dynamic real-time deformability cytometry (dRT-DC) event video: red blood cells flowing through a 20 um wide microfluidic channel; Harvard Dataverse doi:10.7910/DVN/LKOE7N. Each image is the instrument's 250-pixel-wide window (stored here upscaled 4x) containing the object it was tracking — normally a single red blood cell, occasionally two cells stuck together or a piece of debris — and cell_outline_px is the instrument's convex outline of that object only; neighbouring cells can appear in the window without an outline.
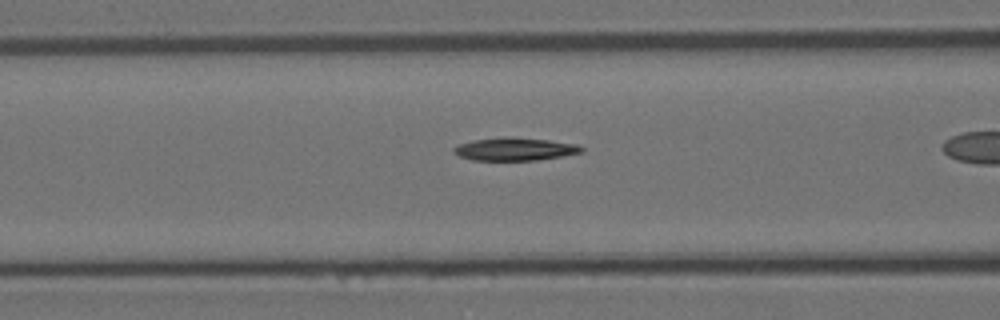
{"species": "Egyptian fruit bat (a non-hibernating species)", "species_latin": "Rousettus aegyptiacus", "temperature_condition": "room temperature", "stored_images_in_passage": 33, "camera_frame_rate_fps": 3000, "um_per_image_px": 0.085, "animal": {"sex": "female"}, "frame": {"image": 1, "passage_image": 12, "time_ms": 3.667, "image_size_px": [1000, 320], "cell_outline_px": [[584, 152], [536, 160], [472, 160], [460, 156], [452, 152], [452, 148], [460, 144], [472, 140], [512, 136], [548, 140], [576, 144], [584, 148]], "centroid_in_image_um": [43.75, 12.67], "position_along_channel_um": 122.9, "area_um2": 16.99}}
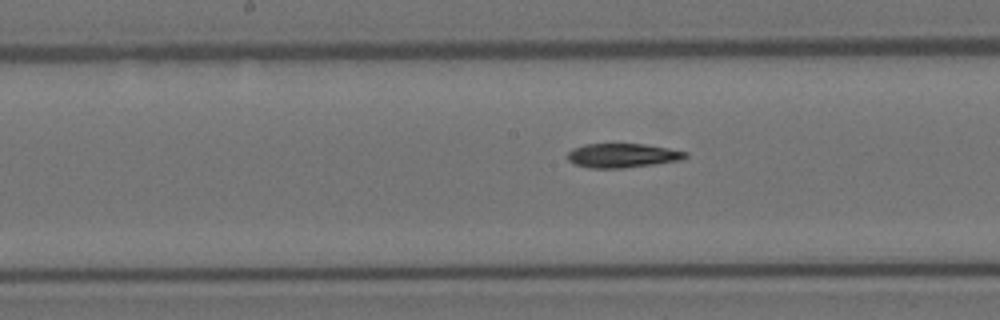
{"frame": {"image": 2, "passage_image": 18, "time_ms": 5.667, "image_size_px": [1000, 320], "cell_outline_px": [[688, 156], [680, 160], [624, 168], [588, 168], [576, 164], [568, 160], [568, 152], [572, 148], [584, 144], [644, 144], [668, 148], [688, 152]], "centroid_in_image_um": [52.89, 13.21], "position_along_channel_um": 195.3, "area_um2": 16.53}}
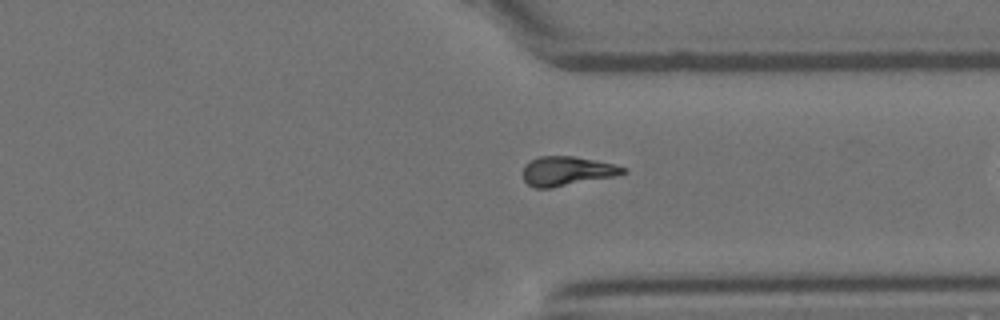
{"frame": {"image": 3, "passage_image": 32, "time_ms": 10.333, "image_size_px": [1000, 320], "cell_outline_px": [[628, 172], [616, 176], [552, 188], [536, 188], [528, 184], [524, 180], [524, 164], [540, 156], [572, 156], [612, 164], [628, 168]], "centroid_in_image_um": [48.21, 14.55], "position_along_channel_um": 363.2, "area_um2": 16.99}}